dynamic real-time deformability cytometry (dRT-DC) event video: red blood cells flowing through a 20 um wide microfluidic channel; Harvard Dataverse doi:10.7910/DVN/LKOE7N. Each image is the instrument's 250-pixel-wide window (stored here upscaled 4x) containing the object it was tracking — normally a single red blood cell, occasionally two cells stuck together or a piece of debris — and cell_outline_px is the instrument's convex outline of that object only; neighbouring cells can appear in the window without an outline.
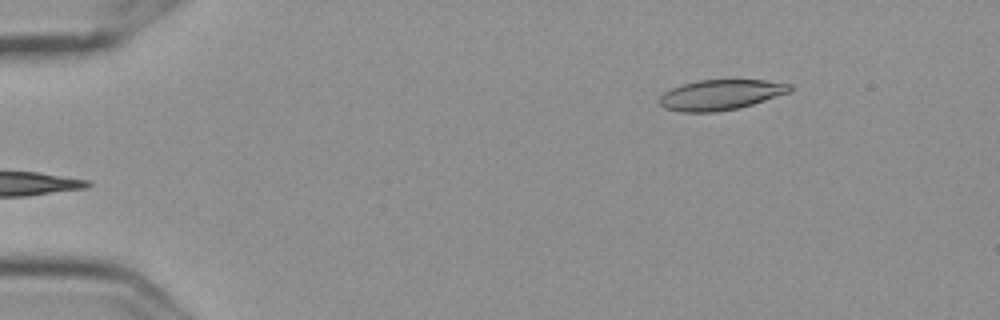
{"species": "Egyptian fruit bat (a non-hibernating species)", "species_latin": "Rousettus aegyptiacus", "temperature_condition": "cold", "stored_images_in_passage": 4, "segment_of_instrument_passage": [2, 2], "camera_frame_rate_fps": 3000, "um_per_image_px": 0.085, "frame": {"image": 1, "passage_image": 4, "time_ms": 1.0, "image_size_px": [1000, 320], "cell_outline_px": [[792, 92], [740, 108], [716, 112], [684, 112], [664, 108], [660, 104], [660, 96], [664, 92], [672, 88], [684, 84], [700, 80], [764, 80], [792, 84]], "centroid_in_image_um": [61.3, 8.06], "position_along_channel_um": 23.7, "area_um2": 23.06}}